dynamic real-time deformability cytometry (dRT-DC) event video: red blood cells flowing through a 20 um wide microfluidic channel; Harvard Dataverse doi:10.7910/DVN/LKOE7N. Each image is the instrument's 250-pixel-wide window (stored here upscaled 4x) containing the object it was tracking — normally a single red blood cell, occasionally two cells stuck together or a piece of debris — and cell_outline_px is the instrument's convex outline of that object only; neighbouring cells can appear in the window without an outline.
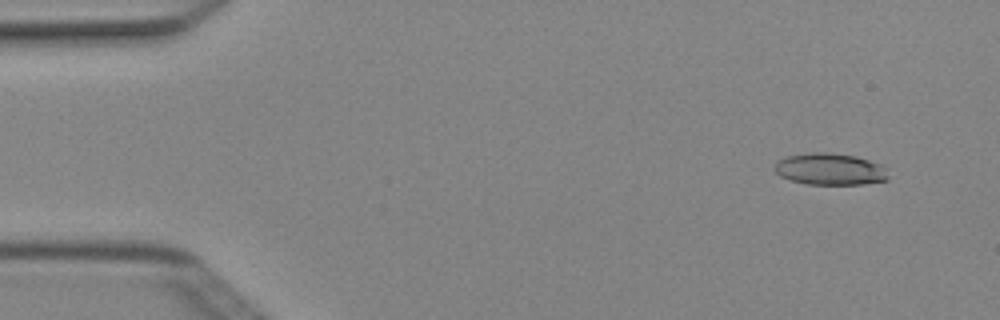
{"species": "Egyptian fruit bat (a non-hibernating species)", "species_latin": "Rousettus aegyptiacus", "temperature_condition": "cold", "stored_images_in_passage": 4, "camera_frame_rate_fps": 3000, "um_per_image_px": 0.085, "animal": {"sex": "female"}, "frame": {"image": 1, "passage_image": 1, "time_ms": 0.0, "image_size_px": [1000, 320], "cell_outline_px": [[888, 180], [864, 184], [808, 184], [792, 180], [780, 176], [772, 168], [780, 160], [788, 156], [812, 152], [828, 152], [856, 156], [880, 164], [888, 168]], "centroid_in_image_um": [70.59, 14.38], "position_along_channel_um": 14.4, "area_um2": 21.04}}
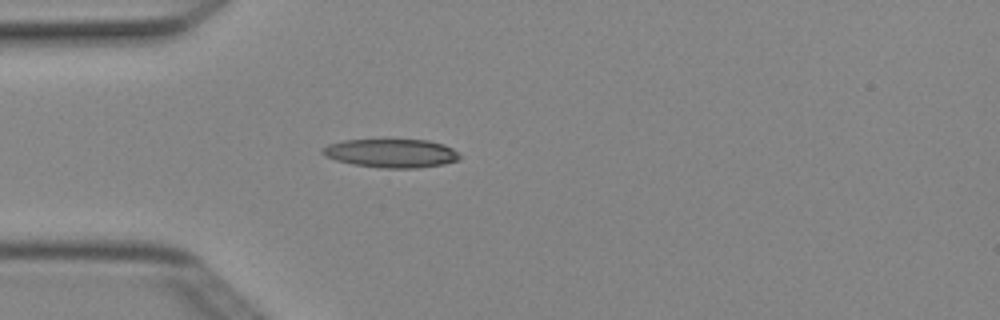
{"frame": {"image": 2, "passage_image": 4, "time_ms": 1.0, "image_size_px": [1000, 320], "cell_outline_px": [[460, 160], [444, 164], [416, 168], [380, 168], [352, 164], [336, 160], [324, 156], [320, 152], [320, 148], [328, 144], [344, 140], [428, 140], [444, 144], [452, 148], [460, 156]], "centroid_in_image_um": [33.23, 13.03], "position_along_channel_um": 51.8, "area_um2": 23.0}}